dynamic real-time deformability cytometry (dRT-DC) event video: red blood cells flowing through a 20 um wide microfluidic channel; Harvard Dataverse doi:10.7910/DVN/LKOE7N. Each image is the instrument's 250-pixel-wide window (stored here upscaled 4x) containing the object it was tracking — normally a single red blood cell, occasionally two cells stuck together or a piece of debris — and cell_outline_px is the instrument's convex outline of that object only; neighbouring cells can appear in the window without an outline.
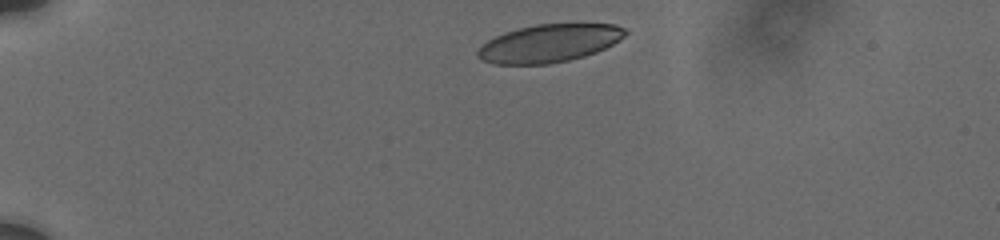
{"species": "human", "species_latin": "Homo sapiens", "temperature_condition": "cold", "stored_images_in_passage": 5, "camera_frame_rate_fps": 3000, "um_per_image_px": 0.085, "donor": {"sex": "male"}, "frame": {"image": 1, "passage_image": 1, "time_ms": 0.0, "image_size_px": [1000, 240], "cell_outline_px": [[628, 32], [620, 40], [596, 52], [584, 56], [568, 60], [548, 64], [492, 64], [480, 60], [476, 56], [476, 52], [480, 44], [504, 32], [536, 24], [616, 24], [628, 28]], "centroid_in_image_um": [46.66, 3.68], "position_along_channel_um": 38.3, "area_um2": 32.77}}
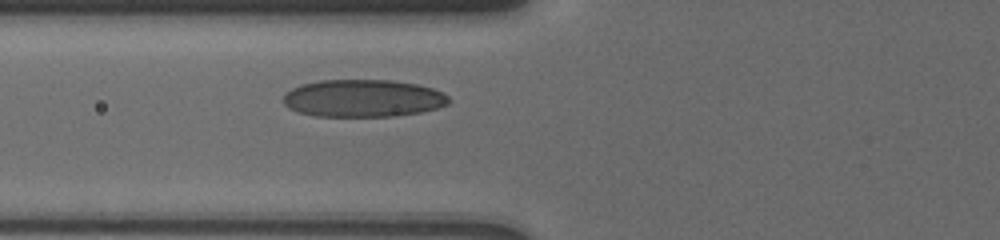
{"frame": {"image": 2, "passage_image": 5, "time_ms": 3.333, "image_size_px": [1000, 240], "cell_outline_px": [[448, 104], [436, 108], [420, 112], [392, 116], [316, 116], [300, 112], [284, 104], [280, 100], [284, 92], [300, 84], [320, 80], [392, 80], [416, 84], [432, 88], [444, 92], [448, 96]], "centroid_in_image_um": [30.82, 8.34], "position_along_channel_um": 95.0, "area_um2": 36.18}}